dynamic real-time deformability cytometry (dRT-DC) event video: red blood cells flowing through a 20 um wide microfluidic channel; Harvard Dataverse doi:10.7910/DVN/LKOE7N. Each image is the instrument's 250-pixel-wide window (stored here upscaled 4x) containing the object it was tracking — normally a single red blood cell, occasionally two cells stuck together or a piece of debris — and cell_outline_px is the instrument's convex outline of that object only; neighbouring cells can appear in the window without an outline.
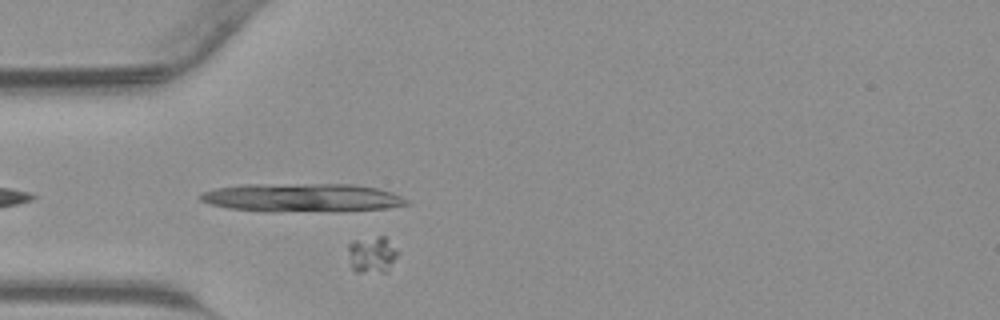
{"species": "common noctule bat (a hibernating species)", "species_latin": "Nyctalus noctula", "temperature_condition": "warm", "stored_images_in_passage": 33, "camera_frame_rate_fps": 3000, "um_per_image_px": 0.085, "animal": {"sex": "male", "body_mass_g": 23.1, "forearm_length_mm": 52.7}, "frame": {"image": 1, "passage_image": 2, "time_ms": 0.333, "image_size_px": [1000, 320], "cell_outline_px": [[396, 256], [388, 272], [356, 272], [352, 268], [348, 252], [348, 244], [352, 240], [376, 236], [384, 236], [396, 252]], "centroid_in_image_um": [31.56, 21.64], "position_along_channel_um": 53.4, "area_um2": 10.4}}
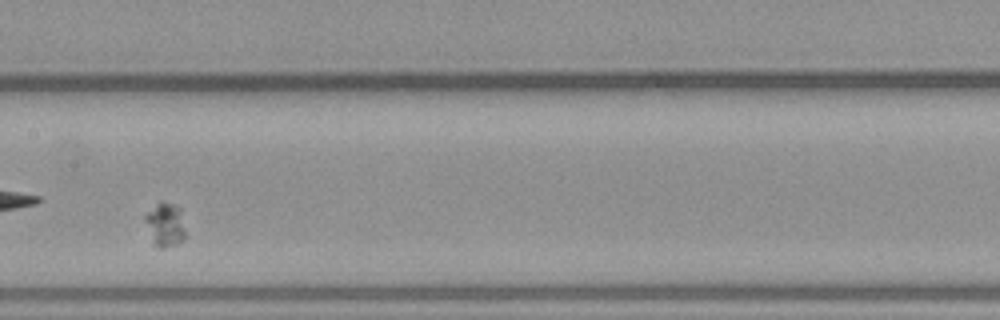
{"frame": {"image": 2, "passage_image": 12, "time_ms": 3.667, "image_size_px": [1000, 320], "cell_outline_px": [[188, 236], [184, 240], [176, 244], [164, 248], [160, 248], [156, 244], [144, 220], [144, 216], [160, 200], [172, 204], [180, 208]], "centroid_in_image_um": [14.11, 19.08], "position_along_channel_um": 193.3, "area_um2": 10.29}}
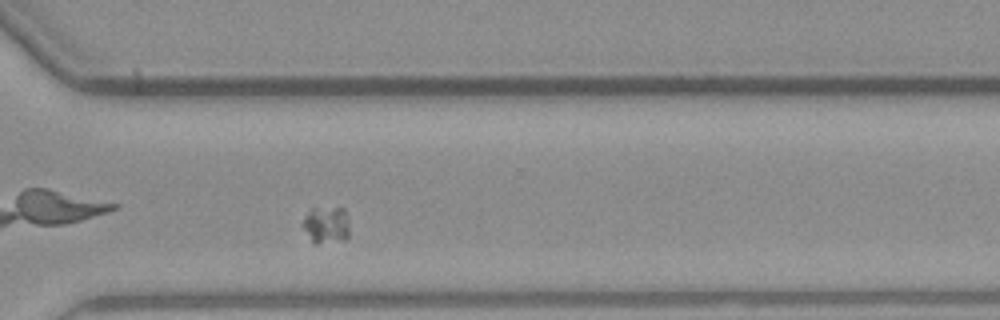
{"frame": {"image": 3, "passage_image": 22, "time_ms": 7.0, "image_size_px": [1000, 320], "cell_outline_px": [[348, 236], [344, 240], [316, 244], [312, 240], [300, 224], [304, 216], [312, 208], [344, 208], [348, 216]], "centroid_in_image_um": [27.72, 19.11], "position_along_channel_um": 342.9, "area_um2": 10.12}}